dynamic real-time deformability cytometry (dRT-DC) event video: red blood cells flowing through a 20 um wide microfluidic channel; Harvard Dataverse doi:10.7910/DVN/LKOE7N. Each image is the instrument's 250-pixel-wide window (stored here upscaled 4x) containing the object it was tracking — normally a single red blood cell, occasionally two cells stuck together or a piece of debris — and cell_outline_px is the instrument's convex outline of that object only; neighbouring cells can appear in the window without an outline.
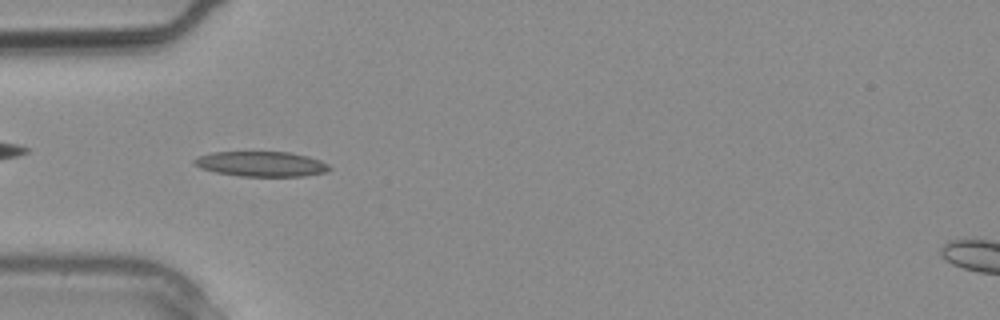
{"species": "common noctule bat (a hibernating species)", "species_latin": "Nyctalus noctula", "temperature_condition": "warm", "stored_images_in_passage": 4, "camera_frame_rate_fps": 3000, "um_per_image_px": 0.085, "animal": {"sex": "male", "body_mass_g": 20.4}, "frame": {"image": 1, "passage_image": 4, "time_ms": 1.0, "image_size_px": [1000, 320], "cell_outline_px": [[332, 168], [324, 172], [304, 176], [240, 176], [216, 172], [200, 168], [192, 164], [192, 160], [196, 156], [212, 152], [288, 152], [308, 156], [320, 160], [328, 164]], "centroid_in_image_um": [22.16, 13.93], "position_along_channel_um": 62.8, "area_um2": 19.83}}